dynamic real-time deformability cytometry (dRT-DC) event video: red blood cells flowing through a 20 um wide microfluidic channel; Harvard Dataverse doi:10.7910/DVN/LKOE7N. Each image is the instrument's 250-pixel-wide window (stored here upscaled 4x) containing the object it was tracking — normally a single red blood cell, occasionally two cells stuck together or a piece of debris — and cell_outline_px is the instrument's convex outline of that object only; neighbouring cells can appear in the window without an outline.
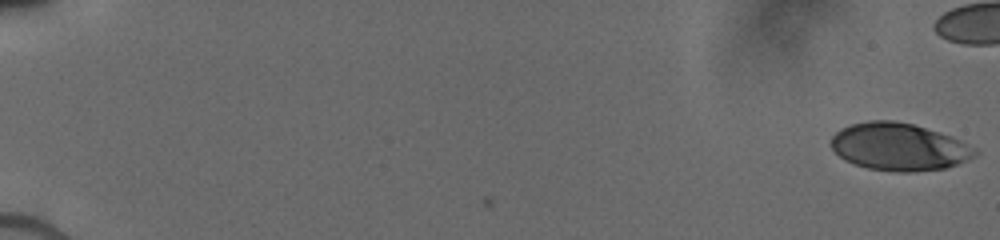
{"species": "human", "species_latin": "Homo sapiens", "temperature_condition": "cold", "stored_images_in_passage": 9, "camera_frame_rate_fps": 3000, "um_per_image_px": 0.085, "donor": {"sex": "male"}, "frame": {"image": 1, "passage_image": 1, "time_ms": 0.0, "image_size_px": [1000, 240], "cell_outline_px": [[980, 152], [976, 156], [956, 164], [944, 168], [912, 172], [900, 172], [868, 168], [844, 160], [832, 148], [832, 136], [840, 128], [852, 124], [868, 120], [892, 120], [912, 124], [948, 136], [976, 148]], "centroid_in_image_um": [76.39, 12.48], "position_along_channel_um": 8.6, "area_um2": 39.3}}